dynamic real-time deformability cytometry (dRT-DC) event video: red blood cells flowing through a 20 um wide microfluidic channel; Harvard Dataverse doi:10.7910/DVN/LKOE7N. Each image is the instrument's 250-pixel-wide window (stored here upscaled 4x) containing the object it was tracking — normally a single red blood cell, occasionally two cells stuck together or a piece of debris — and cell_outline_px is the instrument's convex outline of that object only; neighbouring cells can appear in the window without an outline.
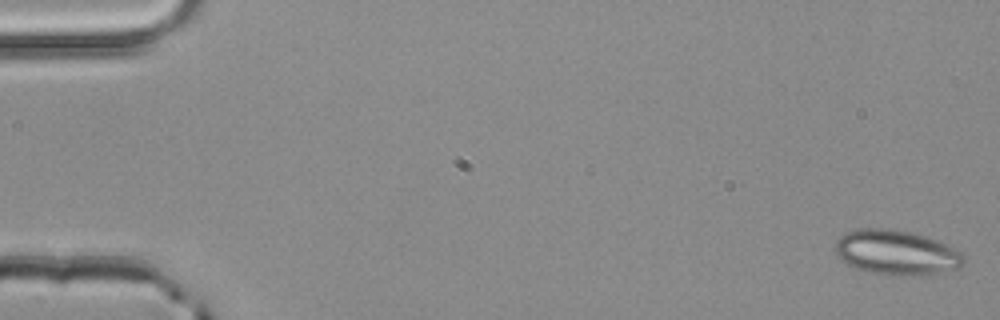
{"species": "common noctule bat (a hibernating species)", "species_latin": "Nyctalus noctula", "temperature_condition": "room temperature", "stored_images_in_passage": 13, "camera_frame_rate_fps": 3000, "um_per_image_px": 0.085, "animal": {"sex": "male", "body_mass_g": 20.4}, "frame": {"image": 1, "passage_image": 1, "time_ms": 0.0, "image_size_px": [1000, 320], "cell_outline_px": [[964, 264], [956, 268], [940, 272], [920, 276], [900, 276], [868, 272], [856, 268], [840, 260], [836, 256], [836, 240], [844, 232], [860, 228], [888, 228], [908, 232], [924, 236], [948, 244], [960, 252], [964, 256]], "centroid_in_image_um": [76.16, 21.47], "position_along_channel_um": 8.8, "area_um2": 33.7}}